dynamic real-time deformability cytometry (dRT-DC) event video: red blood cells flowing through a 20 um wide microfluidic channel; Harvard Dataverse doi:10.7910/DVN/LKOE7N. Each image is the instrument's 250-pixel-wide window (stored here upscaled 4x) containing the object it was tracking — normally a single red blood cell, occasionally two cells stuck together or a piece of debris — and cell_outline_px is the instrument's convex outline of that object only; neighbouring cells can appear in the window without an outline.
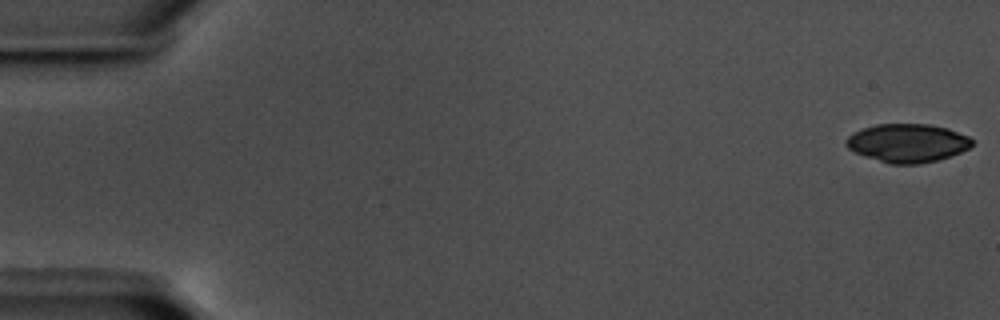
{"species": "common noctule bat (a hibernating species)", "species_latin": "Nyctalus noctula", "temperature_condition": "warm", "stored_images_in_passage": 14, "camera_frame_rate_fps": 3000, "um_per_image_px": 0.085, "animal": {"sex": "male", "body_mass_g": 17.5, "forearm_length_mm": 52.3}, "frame": {"image": 1, "passage_image": 1, "time_ms": 0.0, "image_size_px": [1000, 320], "cell_outline_px": [[972, 144], [968, 148], [960, 152], [936, 160], [920, 164], [888, 164], [864, 156], [848, 148], [844, 144], [844, 140], [852, 132], [876, 124], [928, 124], [948, 128], [968, 136], [972, 140]], "centroid_in_image_um": [77.09, 12.15], "position_along_channel_um": 7.9, "area_um2": 28.21}}